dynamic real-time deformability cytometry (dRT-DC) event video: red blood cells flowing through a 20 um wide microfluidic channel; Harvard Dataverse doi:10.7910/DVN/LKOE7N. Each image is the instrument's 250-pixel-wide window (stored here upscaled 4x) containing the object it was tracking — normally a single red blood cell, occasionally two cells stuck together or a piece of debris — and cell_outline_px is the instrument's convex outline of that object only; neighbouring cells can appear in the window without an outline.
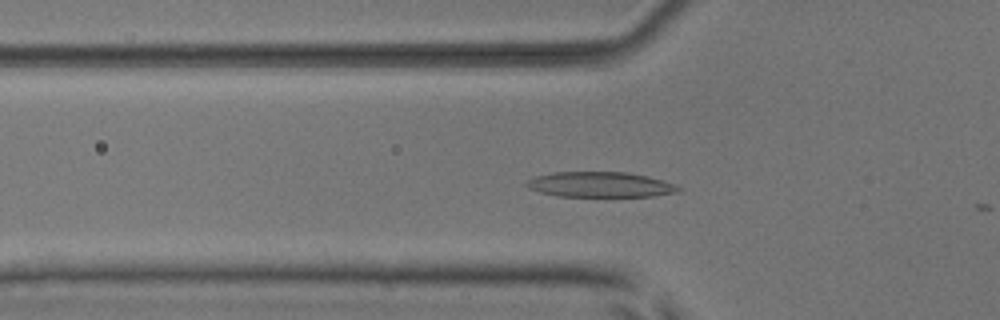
{"species": "common noctule bat (a hibernating species)", "species_latin": "Nyctalus noctula", "temperature_condition": "room temperature", "stored_images_in_passage": 6, "camera_frame_rate_fps": 3000, "um_per_image_px": 0.085, "animal": {"sex": "male", "body_mass_g": 17.9, "forearm_length_mm": 54.2}, "frame": {"image": 1, "passage_image": 4, "time_ms": 1.0, "image_size_px": [1000, 320], "cell_outline_px": [[680, 192], [652, 196], [556, 196], [540, 192], [528, 188], [524, 184], [528, 180], [536, 176], [552, 172], [628, 172], [648, 176], [672, 184], [680, 188]], "centroid_in_image_um": [50.97, 15.69], "position_along_channel_um": 74.8, "area_um2": 22.25}}